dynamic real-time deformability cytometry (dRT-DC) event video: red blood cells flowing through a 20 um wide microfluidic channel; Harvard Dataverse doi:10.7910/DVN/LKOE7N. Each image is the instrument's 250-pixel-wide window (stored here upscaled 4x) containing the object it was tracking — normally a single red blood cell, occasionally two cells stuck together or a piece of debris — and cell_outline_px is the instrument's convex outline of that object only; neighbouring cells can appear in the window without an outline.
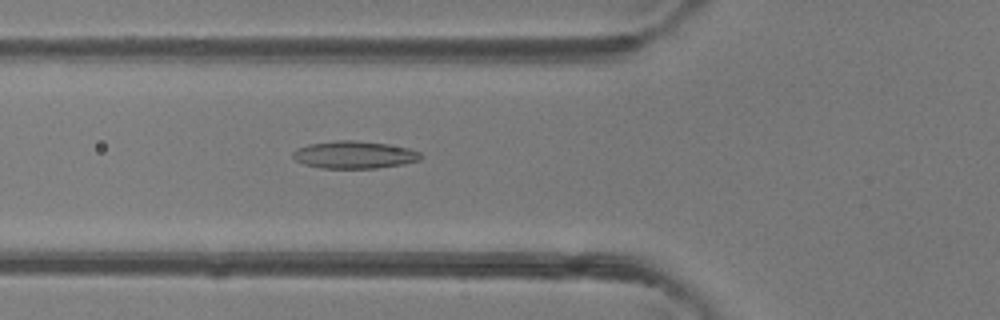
{"species": "common noctule bat (a hibernating species)", "species_latin": "Nyctalus noctula", "temperature_condition": "room temperature", "stored_images_in_passage": 42, "camera_frame_rate_fps": 3000, "um_per_image_px": 0.085, "animal": {"sex": "female"}, "frame": {"image": 1, "passage_image": 13, "time_ms": 4.0, "image_size_px": [1000, 320], "cell_outline_px": [[424, 156], [420, 160], [404, 164], [376, 168], [320, 168], [304, 164], [296, 160], [292, 156], [292, 152], [296, 148], [308, 144], [336, 140], [356, 140], [388, 144], [408, 148], [420, 152]], "centroid_in_image_um": [30.12, 13.15], "position_along_channel_um": 95.7, "area_um2": 20.63}}
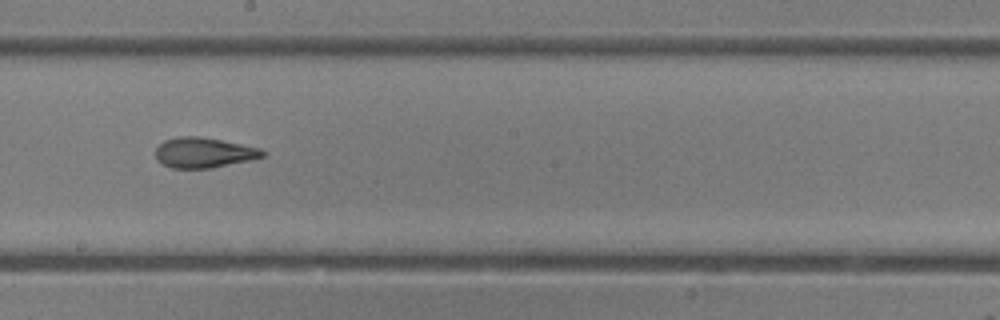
{"frame": {"image": 2, "passage_image": 22, "time_ms": 7.0, "image_size_px": [1000, 320], "cell_outline_px": [[264, 156], [248, 160], [212, 168], [172, 168], [156, 160], [156, 148], [164, 140], [180, 136], [200, 136], [260, 148], [264, 152]], "centroid_in_image_um": [17.28, 12.97], "position_along_channel_um": 230.9, "area_um2": 18.61}}
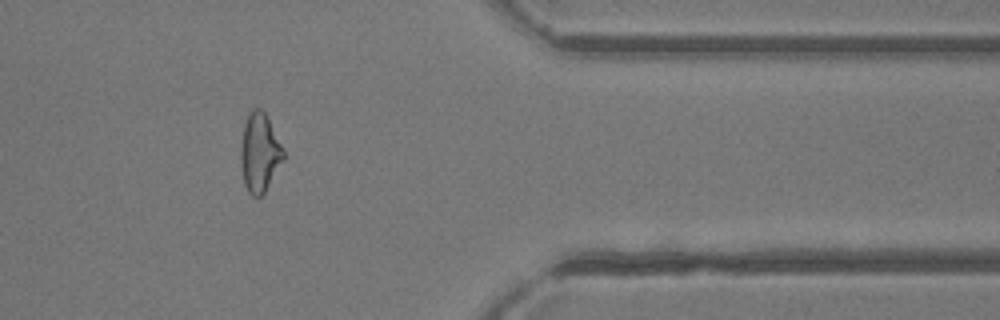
{"frame": {"image": 3, "passage_image": 34, "time_ms": 11.0, "image_size_px": [1000, 320], "cell_outline_px": [[284, 160], [264, 192], [260, 196], [252, 196], [248, 192], [244, 184], [240, 164], [240, 148], [244, 124], [252, 108], [260, 108], [264, 112], [284, 148]], "centroid_in_image_um": [22.06, 12.98], "position_along_channel_um": 389.3, "area_um2": 19.59}, "authors_computed_cell_mechanics": {"area_um2": 20.1722, "velocity_mm_per_s": 4.4836, "shape_relaxation_time_tau1_ms": 6.402, "shape_relaxation_time_tau2_ms": 1.8261, "deformation_change_tau1": 0.1884, "deformation_change_tau2": 0.108}}